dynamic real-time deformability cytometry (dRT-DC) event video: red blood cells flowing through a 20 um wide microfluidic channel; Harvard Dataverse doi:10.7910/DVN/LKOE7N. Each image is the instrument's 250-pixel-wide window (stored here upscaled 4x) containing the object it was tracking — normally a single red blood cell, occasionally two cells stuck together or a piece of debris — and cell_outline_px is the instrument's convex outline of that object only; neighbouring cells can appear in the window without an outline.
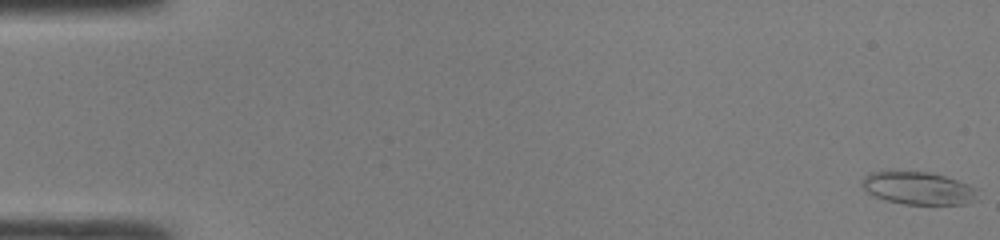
{"species": "common noctule bat (a hibernating species)", "species_latin": "Nyctalus noctula", "temperature_condition": "room temperature", "stored_images_in_passage": 48, "camera_frame_rate_fps": 3000, "um_per_image_px": 0.085, "animal": {"sex": "male", "body_mass_g": 19.0, "forearm_length_mm": 50.8}, "frame": {"image": 1, "passage_image": 1, "time_ms": 0.0, "image_size_px": [1000, 240], "cell_outline_px": [[976, 200], [964, 204], [904, 204], [888, 200], [876, 196], [868, 192], [864, 188], [864, 180], [868, 172], [928, 172], [944, 176], [968, 184], [976, 188]], "centroid_in_image_um": [78.1, 16.0], "position_along_channel_um": 6.9, "area_um2": 21.44}}
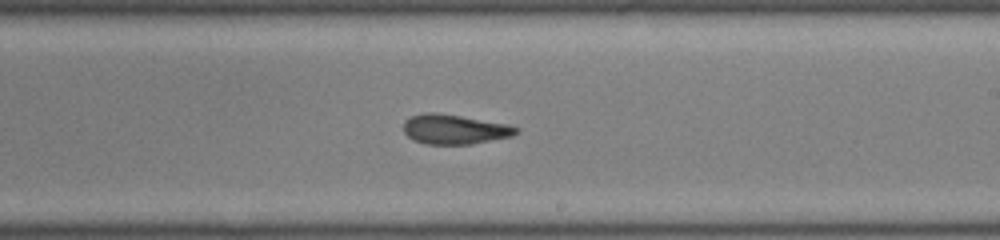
{"frame": {"image": 2, "passage_image": 29, "time_ms": 9.333, "image_size_px": [1000, 240], "cell_outline_px": [[520, 132], [512, 136], [472, 144], [428, 144], [412, 140], [404, 132], [404, 120], [412, 116], [424, 112], [432, 112], [460, 116], [508, 124], [520, 128]], "centroid_in_image_um": [38.65, 10.99], "position_along_channel_um": 250.4, "area_um2": 19.48}}
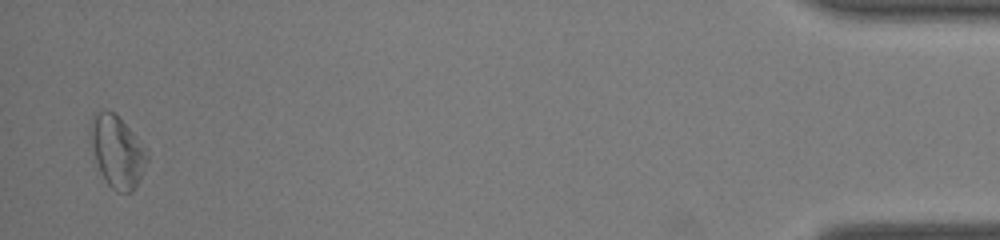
{"frame": {"image": 3, "passage_image": 47, "time_ms": 15.333, "image_size_px": [1000, 240], "cell_outline_px": [[148, 160], [132, 192], [116, 192], [104, 180], [88, 148], [88, 132], [92, 116], [96, 112], [104, 108], [112, 112], [136, 136], [148, 152]], "centroid_in_image_um": [9.87, 12.86], "position_along_channel_um": 425.3, "area_um2": 24.04}, "authors_computed_cell_mechanics": {"area_um2": 20.8369, "velocity_mm_per_s": 4.2994, "shape_relaxation_time_tau1_ms": 11.1302, "shape_relaxation_time_tau2_ms": 3.6397, "deformation_change_tau1": 0.2001, "deformation_change_tau2": 0.1307}}